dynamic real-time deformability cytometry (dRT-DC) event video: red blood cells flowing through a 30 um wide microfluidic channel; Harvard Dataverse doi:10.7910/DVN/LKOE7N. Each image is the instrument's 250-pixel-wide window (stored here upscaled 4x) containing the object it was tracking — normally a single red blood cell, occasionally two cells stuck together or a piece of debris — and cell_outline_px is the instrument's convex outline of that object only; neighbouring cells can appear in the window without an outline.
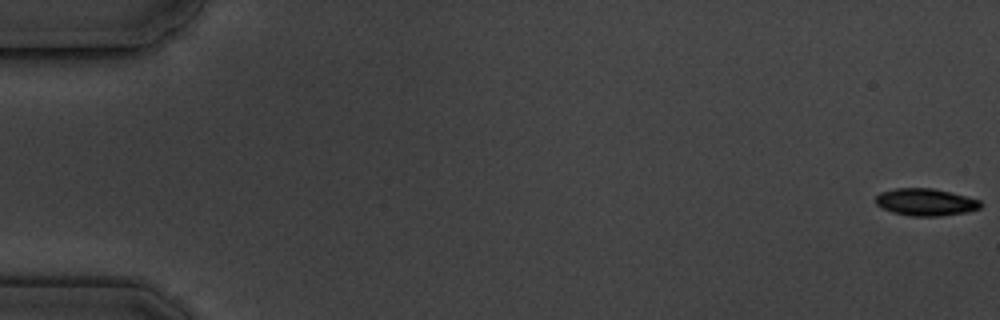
{"species": "common noctule bat (a hibernating species)", "species_latin": "Nyctalus noctula", "temperature_condition": "cold", "stored_images_in_passage": 6, "camera_frame_rate_fps": 3000, "um_per_image_px": 0.085, "animal": {"sex": "male", "body_mass_g": 19.5, "forearm_length_mm": 54.6}, "frame": {"image": 1, "passage_image": 1, "time_ms": 0.0, "image_size_px": [1000, 320], "cell_outline_px": [[984, 204], [980, 208], [968, 212], [940, 216], [912, 216], [892, 212], [876, 204], [876, 196], [880, 192], [896, 188], [932, 188], [980, 200]], "centroid_in_image_um": [78.69, 17.18], "position_along_channel_um": 6.3, "area_um2": 16.53}}